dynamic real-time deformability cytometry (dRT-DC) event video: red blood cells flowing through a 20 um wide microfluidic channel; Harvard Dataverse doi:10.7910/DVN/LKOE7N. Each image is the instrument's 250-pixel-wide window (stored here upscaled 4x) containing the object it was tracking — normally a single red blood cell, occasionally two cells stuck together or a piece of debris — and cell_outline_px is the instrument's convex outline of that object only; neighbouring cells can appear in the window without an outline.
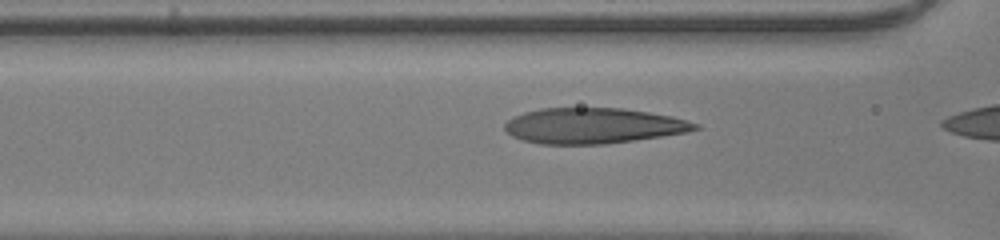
{"species": "human", "species_latin": "Homo sapiens", "temperature_condition": "room temperature", "stored_images_in_passage": 8, "camera_frame_rate_fps": 3000, "um_per_image_px": 0.085, "donor": {"sex": "male"}, "frame": {"image": 1, "passage_image": 6, "time_ms": 1.667, "image_size_px": [1000, 240], "cell_outline_px": [[700, 128], [688, 132], [636, 140], [604, 144], [540, 144], [524, 140], [512, 136], [504, 128], [504, 124], [508, 120], [524, 112], [540, 108], [624, 108], [672, 116], [700, 124]], "centroid_in_image_um": [50.45, 10.69], "position_along_channel_um": 116.2, "area_um2": 39.48}}